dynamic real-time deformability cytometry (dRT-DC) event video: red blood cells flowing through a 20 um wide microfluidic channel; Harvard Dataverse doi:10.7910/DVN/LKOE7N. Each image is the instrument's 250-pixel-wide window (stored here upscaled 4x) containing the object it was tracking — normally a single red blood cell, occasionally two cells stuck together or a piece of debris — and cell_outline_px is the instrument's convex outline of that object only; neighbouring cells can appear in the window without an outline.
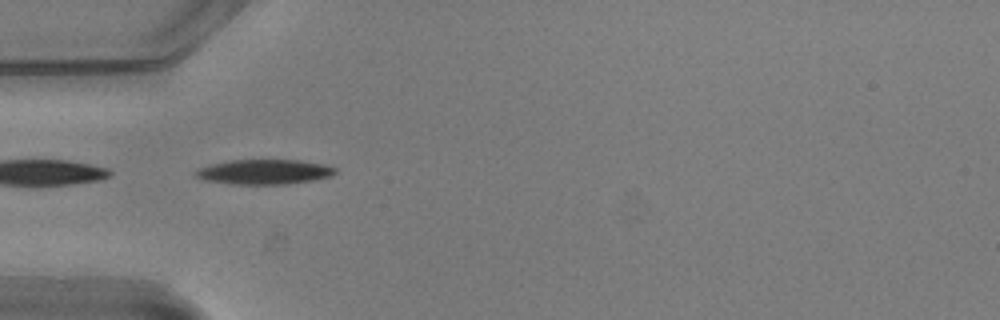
{"species": "common noctule bat (a hibernating species)", "species_latin": "Nyctalus noctula", "temperature_condition": "warm", "stored_images_in_passage": 38, "camera_frame_rate_fps": 3000, "um_per_image_px": 0.085, "animal": {"sex": "male", "body_mass_g": 20.5, "forearm_length_mm": 52.5}, "frame": {"image": 1, "passage_image": 1, "time_ms": 0.0, "image_size_px": [1000, 320], "cell_outline_px": [[336, 172], [332, 176], [316, 180], [288, 184], [232, 184], [204, 180], [196, 176], [196, 172], [200, 168], [212, 164], [232, 160], [300, 160], [324, 164], [336, 168]], "centroid_in_image_um": [22.53, 14.61], "position_along_channel_um": 62.5, "area_um2": 20.17}, "authors_computed_cell_mechanics": {"area_um2": 19.652, "velocity_mm_per_s": 3.7523, "shape_relaxation_time_tau1_ms": 2.7064, "shape_relaxation_time_tau2_ms": null, "deformation_change_tau1": 0.1593, "deformation_change_tau2": null}}